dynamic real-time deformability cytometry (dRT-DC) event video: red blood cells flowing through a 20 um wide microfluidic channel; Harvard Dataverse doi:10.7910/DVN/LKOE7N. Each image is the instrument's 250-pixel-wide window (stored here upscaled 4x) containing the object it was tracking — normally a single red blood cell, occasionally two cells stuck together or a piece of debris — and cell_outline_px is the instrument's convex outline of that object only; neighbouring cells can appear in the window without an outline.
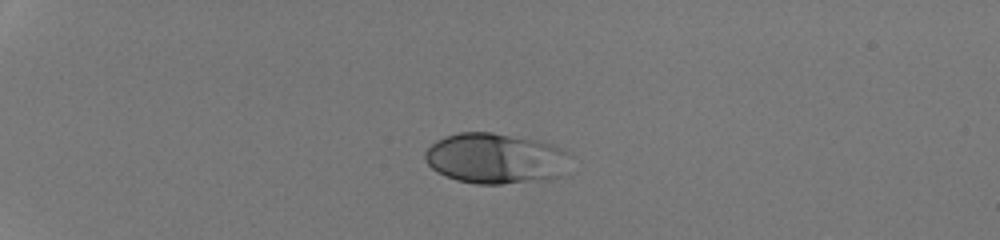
{"species": "human", "species_latin": "Homo sapiens", "temperature_condition": "room temperature", "stored_images_in_passage": 37, "camera_frame_rate_fps": 3000, "um_per_image_px": 0.085, "donor": {"sex": "male"}, "frame": {"image": 1, "passage_image": 1, "time_ms": 0.0, "image_size_px": [1000, 240], "cell_outline_px": [[568, 176], [552, 180], [500, 184], [476, 184], [456, 180], [436, 172], [428, 164], [424, 156], [424, 152], [436, 140], [444, 136], [460, 132], [492, 132], [536, 140], [552, 144], [568, 152]], "centroid_in_image_um": [42.17, 13.49], "position_along_channel_um": 42.8, "area_um2": 43.52}}
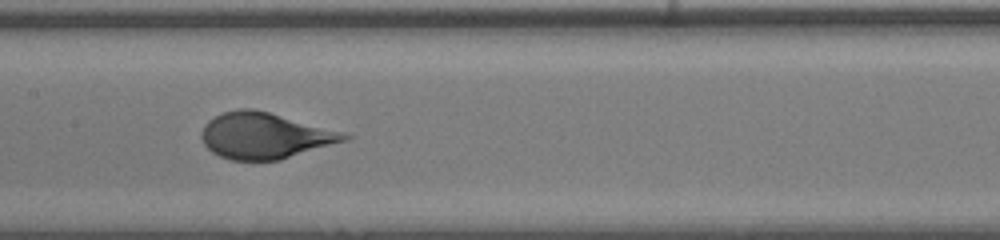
{"frame": {"image": 2, "passage_image": 16, "time_ms": 5.0, "image_size_px": [1000, 240], "cell_outline_px": [[352, 136], [348, 140], [280, 160], [232, 160], [220, 156], [212, 152], [204, 144], [200, 136], [200, 132], [204, 124], [208, 120], [224, 112], [236, 108], [252, 108], [268, 112]], "centroid_in_image_um": [22.42, 11.54], "position_along_channel_um": 185.0, "area_um2": 37.74}}
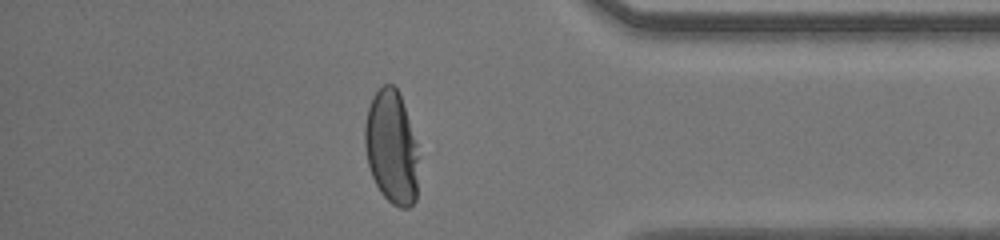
{"frame": {"image": 3, "passage_image": 32, "time_ms": 10.333, "image_size_px": [1000, 240], "cell_outline_px": [[416, 200], [408, 208], [400, 208], [392, 204], [380, 192], [372, 176], [368, 164], [364, 144], [364, 124], [368, 108], [372, 96], [384, 84], [392, 84], [400, 92], [416, 144]], "centroid_in_image_um": [33.24, 12.5], "position_along_channel_um": 402.0, "area_um2": 35.2}, "authors_computed_cell_mechanics": {"area_um2": 38.6104, "velocity_mm_per_s": 4.2907, "shape_relaxation_time_tau1_ms": 3.6161, "shape_relaxation_time_tau2_ms": null, "deformation_change_tau1": 0.2077, "deformation_change_tau2": null}}